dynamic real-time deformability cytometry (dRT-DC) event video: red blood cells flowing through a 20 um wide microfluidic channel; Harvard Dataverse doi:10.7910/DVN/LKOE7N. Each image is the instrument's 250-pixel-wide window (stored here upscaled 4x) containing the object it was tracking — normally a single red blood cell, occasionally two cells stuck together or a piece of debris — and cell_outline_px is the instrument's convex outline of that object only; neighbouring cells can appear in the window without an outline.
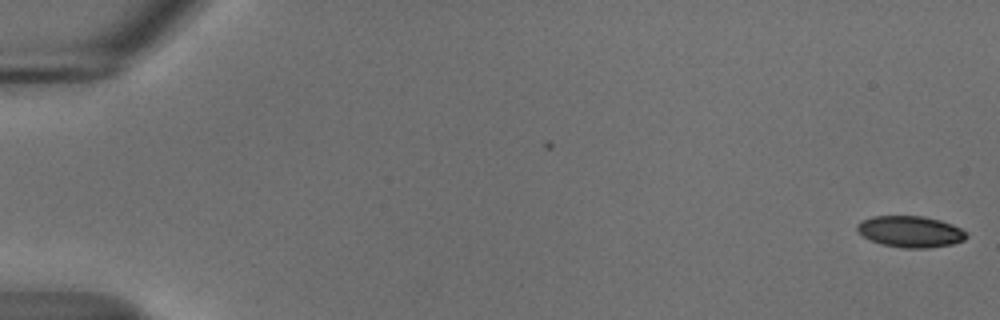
{"species": "common noctule bat (a hibernating species)", "species_latin": "Nyctalus noctula", "temperature_condition": "cold", "stored_images_in_passage": 3, "camera_frame_rate_fps": 3000, "um_per_image_px": 0.085, "animal": {"sex": "male", "body_mass_g": 18.8}, "frame": {"image": 1, "passage_image": 3, "time_ms": 0.667, "image_size_px": [1000, 320], "cell_outline_px": [[968, 236], [964, 240], [952, 244], [928, 248], [904, 248], [880, 244], [868, 240], [856, 228], [856, 224], [860, 220], [872, 216], [924, 216], [940, 220], [952, 224], [968, 232]], "centroid_in_image_um": [77.38, 19.68], "position_along_channel_um": 7.6, "area_um2": 20.17}}